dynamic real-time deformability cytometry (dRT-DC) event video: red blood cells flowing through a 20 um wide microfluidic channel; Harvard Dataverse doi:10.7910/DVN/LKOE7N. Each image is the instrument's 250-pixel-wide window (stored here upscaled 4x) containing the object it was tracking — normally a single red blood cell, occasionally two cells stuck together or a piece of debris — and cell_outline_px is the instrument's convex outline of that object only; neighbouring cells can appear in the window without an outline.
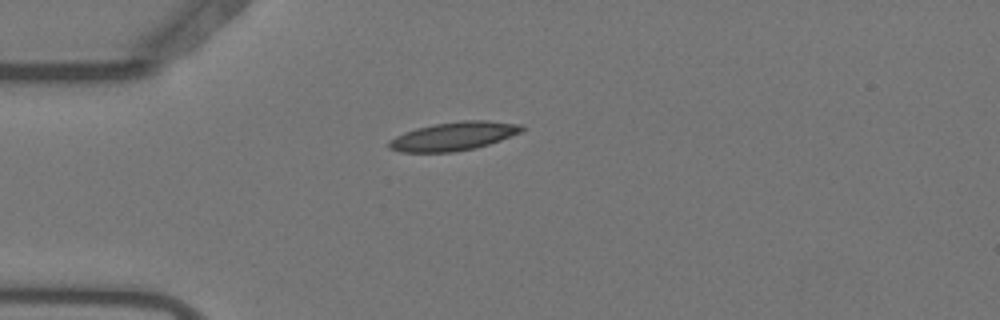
{"species": "Egyptian fruit bat (a non-hibernating species)", "species_latin": "Rousettus aegyptiacus", "temperature_condition": "warm", "stored_images_in_passage": 42, "camera_frame_rate_fps": 3000, "um_per_image_px": 0.085, "animal": {"sex": "female"}, "frame": {"image": 1, "passage_image": 1, "time_ms": 0.0, "image_size_px": [1000, 320], "cell_outline_px": [[524, 128], [520, 132], [500, 140], [476, 148], [452, 152], [400, 152], [388, 148], [388, 140], [404, 132], [416, 128], [436, 124], [460, 120], [488, 120], [524, 124]], "centroid_in_image_um": [38.55, 11.57], "position_along_channel_um": 46.4, "area_um2": 22.14}}
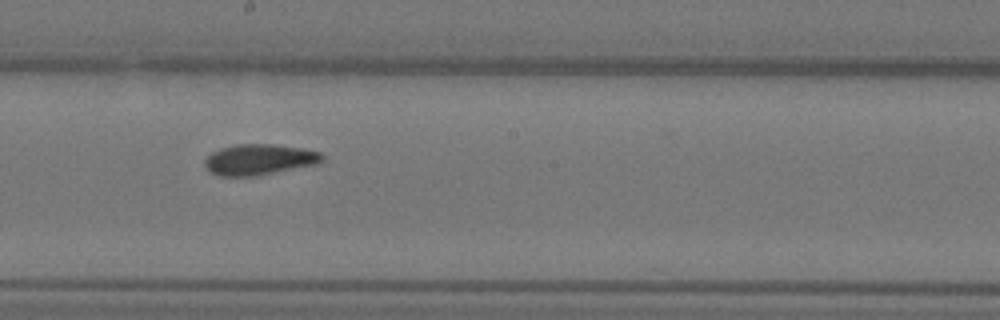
{"frame": {"image": 2, "passage_image": 17, "time_ms": 5.333, "image_size_px": [1000, 320], "cell_outline_px": [[324, 160], [320, 164], [256, 176], [220, 176], [212, 172], [204, 164], [204, 160], [212, 152], [220, 148], [236, 144], [276, 144], [304, 148], [320, 152], [324, 156]], "centroid_in_image_um": [22.1, 13.55], "position_along_channel_um": 226.1, "area_um2": 21.33}}
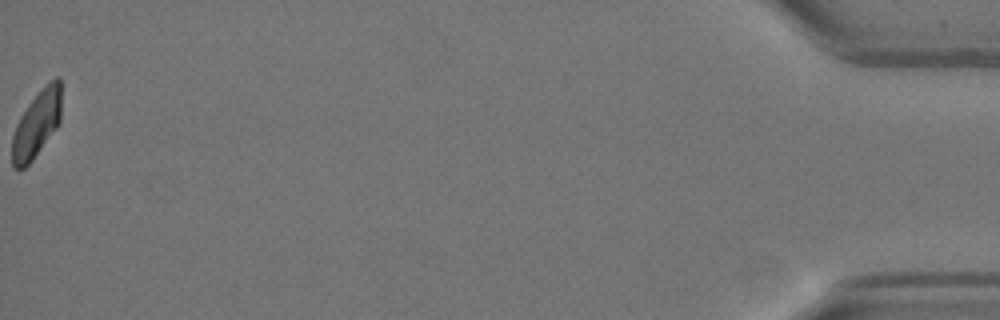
{"frame": {"image": 3, "passage_image": 42, "time_ms": 13.667, "image_size_px": [1000, 320], "cell_outline_px": [[60, 120], [56, 128], [32, 160], [24, 168], [12, 168], [12, 136], [16, 124], [20, 116], [28, 104], [56, 76], [60, 76]], "centroid_in_image_um": [3.09, 10.58], "position_along_channel_um": 432.1, "area_um2": 18.61}, "authors_computed_cell_mechanics": {"area_um2": 20.7791, "velocity_mm_per_s": 3.6717, "shape_relaxation_time_tau1_ms": null, "shape_relaxation_time_tau2_ms": 2.7104, "deformation_change_tau1": null, "deformation_change_tau2": 0.0795}}